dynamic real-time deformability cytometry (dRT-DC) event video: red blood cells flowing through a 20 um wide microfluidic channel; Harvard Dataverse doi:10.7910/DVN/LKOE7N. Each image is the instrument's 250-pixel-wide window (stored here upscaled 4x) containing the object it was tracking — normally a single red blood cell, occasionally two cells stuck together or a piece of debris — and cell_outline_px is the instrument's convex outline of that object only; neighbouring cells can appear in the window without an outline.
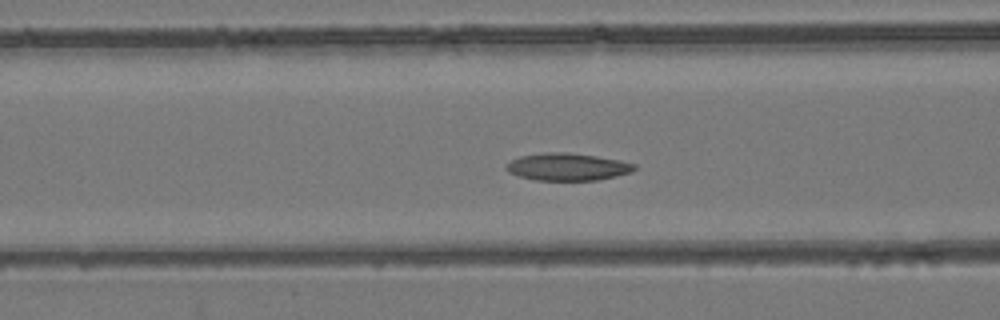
{"species": "common noctule bat (a hibernating species)", "species_latin": "Nyctalus noctula", "temperature_condition": "room temperature", "stored_images_in_passage": 45, "camera_frame_rate_fps": 3000, "um_per_image_px": 0.085, "animal": {"sex": "female", "body_mass_g": 24.6, "forearm_length_mm": 56.2}, "frame": {"image": 1, "passage_image": 13, "time_ms": 4.0, "image_size_px": [1000, 320], "cell_outline_px": [[636, 168], [632, 172], [616, 176], [596, 180], [536, 180], [520, 176], [508, 172], [504, 168], [512, 160], [520, 156], [544, 152], [568, 152], [596, 156], [620, 160], [636, 164]], "centroid_in_image_um": [48.25, 14.17], "position_along_channel_um": 118.4, "area_um2": 20.4}}
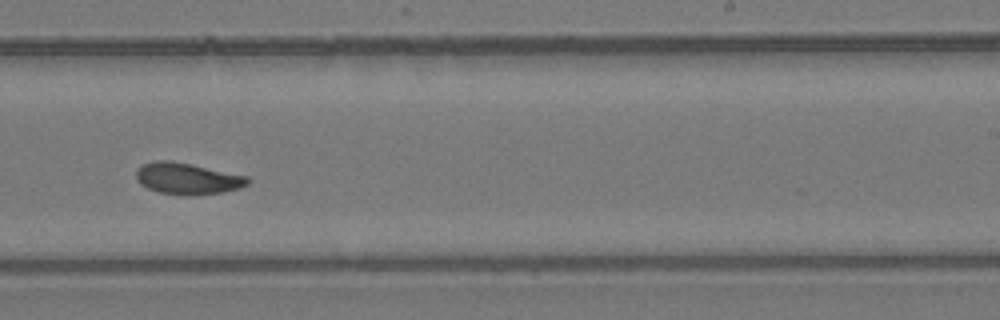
{"frame": {"image": 2, "passage_image": 25, "time_ms": 8.0, "image_size_px": [1000, 320], "cell_outline_px": [[248, 184], [240, 188], [224, 192], [188, 196], [160, 192], [148, 188], [140, 184], [136, 180], [136, 168], [140, 164], [152, 160], [168, 160], [192, 164], [248, 176]], "centroid_in_image_um": [15.89, 15.17], "position_along_channel_um": 273.1, "area_um2": 20.69}}
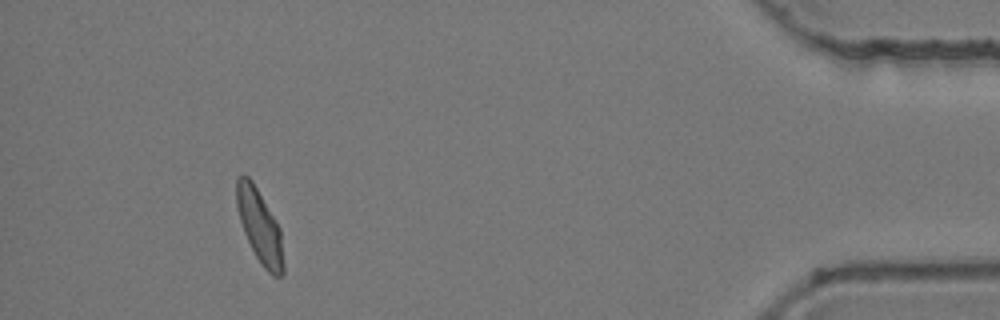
{"frame": {"image": 3, "passage_image": 41, "time_ms": 13.333, "image_size_px": [1000, 320], "cell_outline_px": [[284, 272], [280, 276], [272, 276], [264, 268], [256, 256], [244, 232], [240, 220], [236, 204], [236, 176], [244, 172], [252, 180], [276, 220], [280, 228], [284, 264]], "centroid_in_image_um": [22.06, 19.19], "position_along_channel_um": 413.1, "area_um2": 20.06}, "authors_computed_cell_mechanics": {"area_um2": 20.0566, "velocity_mm_per_s": 3.8739, "shape_relaxation_time_tau1_ms": null, "shape_relaxation_time_tau2_ms": 4.6833, "deformation_change_tau1": null, "deformation_change_tau2": 0.0901}}